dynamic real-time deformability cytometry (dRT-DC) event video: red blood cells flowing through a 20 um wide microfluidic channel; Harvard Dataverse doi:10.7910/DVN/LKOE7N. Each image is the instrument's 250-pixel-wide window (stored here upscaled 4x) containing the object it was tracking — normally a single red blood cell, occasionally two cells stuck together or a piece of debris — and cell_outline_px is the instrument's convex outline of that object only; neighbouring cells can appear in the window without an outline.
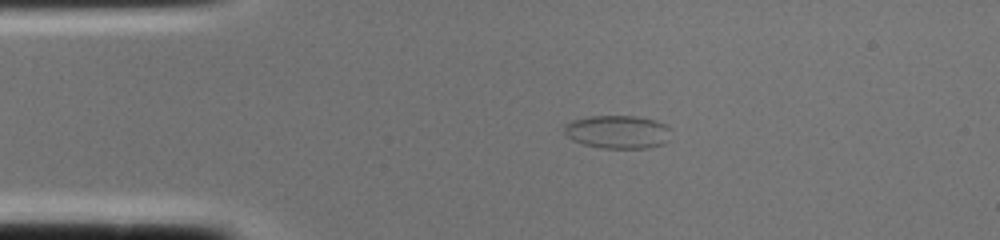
{"species": "common noctule bat (a hibernating species)", "species_latin": "Nyctalus noctula", "temperature_condition": "cold", "stored_images_in_passage": 1, "camera_frame_rate_fps": 3000, "um_per_image_px": 0.085, "animal": {"sex": "female", "body_mass_g": 22.0, "forearm_length_mm": 56.7}, "frame": {"image": 1, "passage_image": 1, "time_ms": 0.0, "image_size_px": [1000, 240], "cell_outline_px": [[672, 128], [668, 140], [664, 144], [648, 148], [600, 148], [584, 144], [572, 140], [564, 132], [564, 124], [572, 120], [588, 116], [636, 116], [656, 120]], "centroid_in_image_um": [52.52, 11.21], "position_along_channel_um": 32.5, "area_um2": 20.92}}